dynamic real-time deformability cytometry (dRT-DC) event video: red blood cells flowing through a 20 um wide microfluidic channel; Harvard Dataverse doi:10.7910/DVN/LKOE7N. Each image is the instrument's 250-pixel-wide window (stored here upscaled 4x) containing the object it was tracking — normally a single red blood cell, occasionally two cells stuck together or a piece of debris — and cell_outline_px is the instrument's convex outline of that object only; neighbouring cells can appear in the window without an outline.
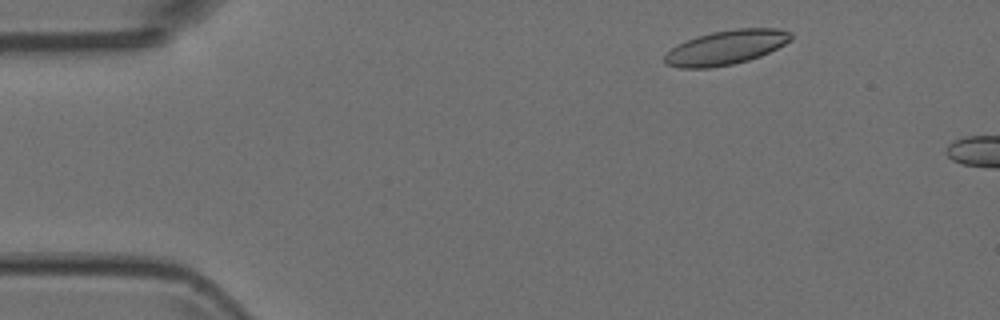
{"species": "Egyptian fruit bat (a non-hibernating species)", "species_latin": "Rousettus aegyptiacus", "temperature_condition": "room temperature", "stored_images_in_passage": 3, "camera_frame_rate_fps": 3000, "um_per_image_px": 0.085, "animal": {"sex": "female"}, "frame": {"image": 1, "passage_image": 1, "time_ms": 0.0, "image_size_px": [1000, 320], "cell_outline_px": [[792, 40], [760, 56], [748, 60], [732, 64], [708, 68], [680, 68], [664, 64], [664, 56], [672, 48], [696, 36], [712, 32], [736, 28], [776, 28], [792, 32]], "centroid_in_image_um": [61.72, 4.03], "position_along_channel_um": 23.3, "area_um2": 25.14}}